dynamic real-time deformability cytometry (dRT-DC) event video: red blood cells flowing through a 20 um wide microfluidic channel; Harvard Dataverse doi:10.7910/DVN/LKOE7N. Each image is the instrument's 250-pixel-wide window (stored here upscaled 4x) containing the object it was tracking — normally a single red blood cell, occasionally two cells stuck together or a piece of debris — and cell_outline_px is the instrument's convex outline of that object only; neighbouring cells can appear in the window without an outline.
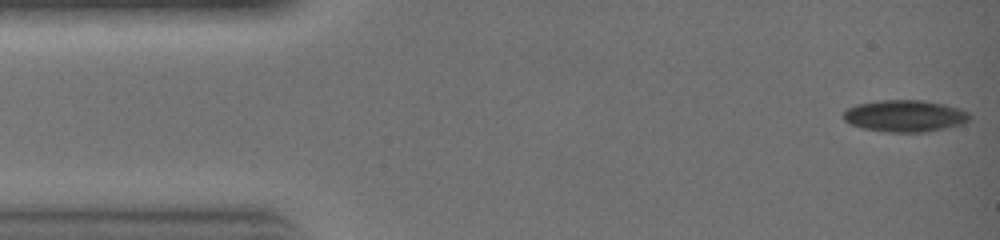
{"species": "common noctule bat (a hibernating species)", "species_latin": "Nyctalus noctula", "temperature_condition": "warm", "stored_images_in_passage": 18, "camera_frame_rate_fps": 3000, "um_per_image_px": 0.085, "animal": {"sex": "female", "body_mass_g": 19.0, "forearm_length_mm": 51.5}, "frame": {"image": 1, "passage_image": 1, "time_ms": 0.0, "image_size_px": [1000, 240], "cell_outline_px": [[972, 116], [968, 120], [960, 124], [944, 128], [924, 132], [888, 132], [864, 128], [852, 124], [844, 120], [844, 112], [848, 108], [856, 104], [880, 100], [920, 100], [944, 104], [960, 108], [968, 112]], "centroid_in_image_um": [76.93, 9.84], "position_along_channel_um": 8.1, "area_um2": 23.18}}
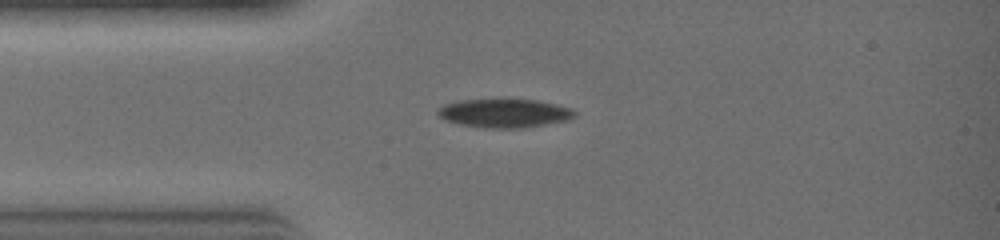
{"frame": {"image": 2, "passage_image": 7, "time_ms": 2.0, "image_size_px": [1000, 240], "cell_outline_px": [[576, 116], [568, 120], [528, 128], [484, 128], [460, 124], [444, 120], [436, 112], [444, 104], [460, 100], [536, 100], [556, 104], [572, 108], [576, 112]], "centroid_in_image_um": [42.91, 9.64], "position_along_channel_um": 42.1, "area_um2": 22.89}}
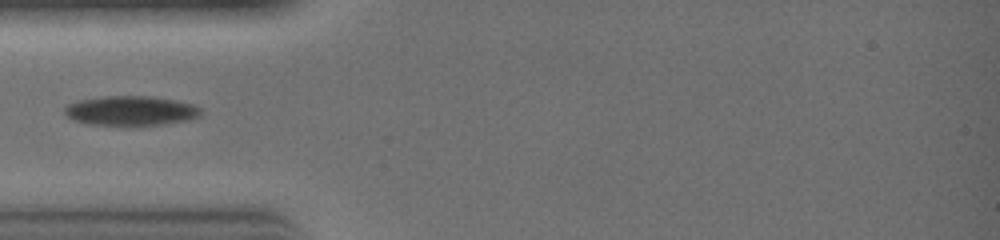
{"frame": {"image": 3, "passage_image": 9, "time_ms": 2.667, "image_size_px": [1000, 240], "cell_outline_px": [[200, 116], [188, 120], [140, 128], [88, 124], [72, 120], [64, 112], [64, 108], [68, 104], [80, 100], [100, 96], [152, 96], [176, 100], [192, 104], [200, 108]], "centroid_in_image_um": [11.11, 9.45], "position_along_channel_um": 73.9, "area_um2": 24.33}}